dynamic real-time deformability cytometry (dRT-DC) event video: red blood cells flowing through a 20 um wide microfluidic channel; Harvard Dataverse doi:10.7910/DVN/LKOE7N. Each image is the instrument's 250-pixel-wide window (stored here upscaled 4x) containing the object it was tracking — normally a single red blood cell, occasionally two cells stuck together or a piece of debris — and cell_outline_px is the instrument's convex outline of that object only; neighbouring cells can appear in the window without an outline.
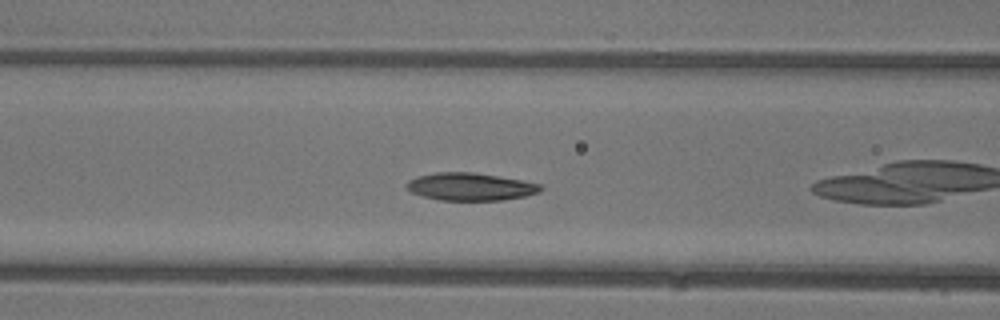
{"species": "common noctule bat (a hibernating species)", "species_latin": "Nyctalus noctula", "temperature_condition": "warm", "stored_images_in_passage": 29, "camera_frame_rate_fps": 3000, "um_per_image_px": 0.085, "animal": {"sex": "female"}, "frame": {"image": 1, "passage_image": 13, "time_ms": 4.0, "image_size_px": [1000, 320], "cell_outline_px": [[544, 188], [540, 192], [524, 196], [504, 200], [440, 200], [424, 196], [412, 192], [404, 188], [404, 184], [408, 180], [416, 176], [436, 172], [472, 172], [500, 176], [544, 184]], "centroid_in_image_um": [39.99, 15.86], "position_along_channel_um": 126.6, "area_um2": 21.85}}
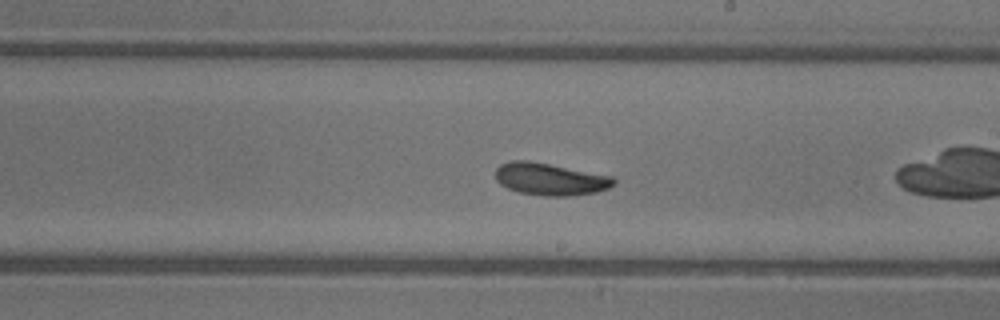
{"frame": {"image": 2, "passage_image": 21, "time_ms": 6.667, "image_size_px": [1000, 320], "cell_outline_px": [[616, 184], [608, 188], [596, 192], [568, 196], [544, 196], [520, 192], [508, 188], [500, 184], [496, 180], [496, 168], [500, 164], [512, 160], [528, 160], [612, 176], [616, 180]], "centroid_in_image_um": [46.76, 15.22], "position_along_channel_um": 242.2, "area_um2": 22.14}}